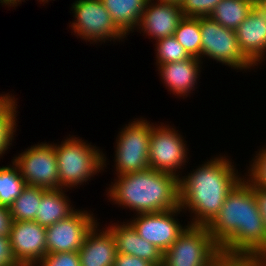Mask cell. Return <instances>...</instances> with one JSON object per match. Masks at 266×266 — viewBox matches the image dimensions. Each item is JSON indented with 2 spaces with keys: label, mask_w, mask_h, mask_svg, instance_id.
Segmentation results:
<instances>
[{
  "label": "cell",
  "mask_w": 266,
  "mask_h": 266,
  "mask_svg": "<svg viewBox=\"0 0 266 266\" xmlns=\"http://www.w3.org/2000/svg\"><path fill=\"white\" fill-rule=\"evenodd\" d=\"M207 228L223 258L266 260V230L248 181L233 188Z\"/></svg>",
  "instance_id": "6da1fadb"
},
{
  "label": "cell",
  "mask_w": 266,
  "mask_h": 266,
  "mask_svg": "<svg viewBox=\"0 0 266 266\" xmlns=\"http://www.w3.org/2000/svg\"><path fill=\"white\" fill-rule=\"evenodd\" d=\"M225 157L212 159L188 176L179 178L180 208L192 210L196 218L189 225L208 226L240 178Z\"/></svg>",
  "instance_id": "7a4b0ae2"
},
{
  "label": "cell",
  "mask_w": 266,
  "mask_h": 266,
  "mask_svg": "<svg viewBox=\"0 0 266 266\" xmlns=\"http://www.w3.org/2000/svg\"><path fill=\"white\" fill-rule=\"evenodd\" d=\"M109 196L116 204L136 210L137 214L153 213L179 208V177L150 167L122 175Z\"/></svg>",
  "instance_id": "3957f363"
},
{
  "label": "cell",
  "mask_w": 266,
  "mask_h": 266,
  "mask_svg": "<svg viewBox=\"0 0 266 266\" xmlns=\"http://www.w3.org/2000/svg\"><path fill=\"white\" fill-rule=\"evenodd\" d=\"M223 259L207 226L187 225L163 253L162 266H216Z\"/></svg>",
  "instance_id": "277c9868"
},
{
  "label": "cell",
  "mask_w": 266,
  "mask_h": 266,
  "mask_svg": "<svg viewBox=\"0 0 266 266\" xmlns=\"http://www.w3.org/2000/svg\"><path fill=\"white\" fill-rule=\"evenodd\" d=\"M92 147L83 140L72 137L61 145H54L61 187H75L103 170L106 166L104 154Z\"/></svg>",
  "instance_id": "5b68a950"
},
{
  "label": "cell",
  "mask_w": 266,
  "mask_h": 266,
  "mask_svg": "<svg viewBox=\"0 0 266 266\" xmlns=\"http://www.w3.org/2000/svg\"><path fill=\"white\" fill-rule=\"evenodd\" d=\"M199 25L202 35L201 55L240 70L254 66L240 49L235 30L222 26L209 16L199 17Z\"/></svg>",
  "instance_id": "8992f818"
},
{
  "label": "cell",
  "mask_w": 266,
  "mask_h": 266,
  "mask_svg": "<svg viewBox=\"0 0 266 266\" xmlns=\"http://www.w3.org/2000/svg\"><path fill=\"white\" fill-rule=\"evenodd\" d=\"M151 126L146 120H137L120 132L115 151L118 175L149 168Z\"/></svg>",
  "instance_id": "52a82bcc"
},
{
  "label": "cell",
  "mask_w": 266,
  "mask_h": 266,
  "mask_svg": "<svg viewBox=\"0 0 266 266\" xmlns=\"http://www.w3.org/2000/svg\"><path fill=\"white\" fill-rule=\"evenodd\" d=\"M26 185L44 189H61L54 145L42 143L27 149L13 161Z\"/></svg>",
  "instance_id": "ba28073f"
},
{
  "label": "cell",
  "mask_w": 266,
  "mask_h": 266,
  "mask_svg": "<svg viewBox=\"0 0 266 266\" xmlns=\"http://www.w3.org/2000/svg\"><path fill=\"white\" fill-rule=\"evenodd\" d=\"M72 30L86 40L119 39L125 35L116 27L101 0H77L73 3Z\"/></svg>",
  "instance_id": "9c48e42d"
},
{
  "label": "cell",
  "mask_w": 266,
  "mask_h": 266,
  "mask_svg": "<svg viewBox=\"0 0 266 266\" xmlns=\"http://www.w3.org/2000/svg\"><path fill=\"white\" fill-rule=\"evenodd\" d=\"M93 214L75 210L67 218L46 228V254L78 252L95 224Z\"/></svg>",
  "instance_id": "30bf717a"
},
{
  "label": "cell",
  "mask_w": 266,
  "mask_h": 266,
  "mask_svg": "<svg viewBox=\"0 0 266 266\" xmlns=\"http://www.w3.org/2000/svg\"><path fill=\"white\" fill-rule=\"evenodd\" d=\"M169 126H151L149 139V167L176 175V169L186 162L187 152L183 139Z\"/></svg>",
  "instance_id": "8fae6325"
},
{
  "label": "cell",
  "mask_w": 266,
  "mask_h": 266,
  "mask_svg": "<svg viewBox=\"0 0 266 266\" xmlns=\"http://www.w3.org/2000/svg\"><path fill=\"white\" fill-rule=\"evenodd\" d=\"M8 237L18 264L36 266L46 256V228L38 222L12 221Z\"/></svg>",
  "instance_id": "7c38bea8"
},
{
  "label": "cell",
  "mask_w": 266,
  "mask_h": 266,
  "mask_svg": "<svg viewBox=\"0 0 266 266\" xmlns=\"http://www.w3.org/2000/svg\"><path fill=\"white\" fill-rule=\"evenodd\" d=\"M180 211L181 208L179 207L172 210L138 214L137 218L130 221V224L141 238L152 243L164 253L186 229L173 217Z\"/></svg>",
  "instance_id": "4fadbf2b"
},
{
  "label": "cell",
  "mask_w": 266,
  "mask_h": 266,
  "mask_svg": "<svg viewBox=\"0 0 266 266\" xmlns=\"http://www.w3.org/2000/svg\"><path fill=\"white\" fill-rule=\"evenodd\" d=\"M235 34L243 54L254 64L266 51V0H255L251 12L239 25Z\"/></svg>",
  "instance_id": "5bb4252c"
},
{
  "label": "cell",
  "mask_w": 266,
  "mask_h": 266,
  "mask_svg": "<svg viewBox=\"0 0 266 266\" xmlns=\"http://www.w3.org/2000/svg\"><path fill=\"white\" fill-rule=\"evenodd\" d=\"M183 18L180 4L167 2L157 4L156 2L154 5L151 0H148L138 26L142 27L141 30L149 36L159 40L173 36Z\"/></svg>",
  "instance_id": "9a60e30c"
},
{
  "label": "cell",
  "mask_w": 266,
  "mask_h": 266,
  "mask_svg": "<svg viewBox=\"0 0 266 266\" xmlns=\"http://www.w3.org/2000/svg\"><path fill=\"white\" fill-rule=\"evenodd\" d=\"M114 238L117 254H127L162 266L163 252L139 236L130 223L107 228Z\"/></svg>",
  "instance_id": "2e32d148"
},
{
  "label": "cell",
  "mask_w": 266,
  "mask_h": 266,
  "mask_svg": "<svg viewBox=\"0 0 266 266\" xmlns=\"http://www.w3.org/2000/svg\"><path fill=\"white\" fill-rule=\"evenodd\" d=\"M98 224L86 235L83 245L78 251L81 266H114L117 256L112 233L106 229L96 232Z\"/></svg>",
  "instance_id": "e0dca14e"
},
{
  "label": "cell",
  "mask_w": 266,
  "mask_h": 266,
  "mask_svg": "<svg viewBox=\"0 0 266 266\" xmlns=\"http://www.w3.org/2000/svg\"><path fill=\"white\" fill-rule=\"evenodd\" d=\"M200 60L191 56L184 61L159 65L158 69L162 80L165 81L164 83L169 87V90L173 91V94L185 96L193 89L200 71Z\"/></svg>",
  "instance_id": "ac0fdd59"
},
{
  "label": "cell",
  "mask_w": 266,
  "mask_h": 266,
  "mask_svg": "<svg viewBox=\"0 0 266 266\" xmlns=\"http://www.w3.org/2000/svg\"><path fill=\"white\" fill-rule=\"evenodd\" d=\"M62 189L42 188V198L35 222H38L44 228L67 218L75 211L68 203L69 200H67Z\"/></svg>",
  "instance_id": "d6986e66"
},
{
  "label": "cell",
  "mask_w": 266,
  "mask_h": 266,
  "mask_svg": "<svg viewBox=\"0 0 266 266\" xmlns=\"http://www.w3.org/2000/svg\"><path fill=\"white\" fill-rule=\"evenodd\" d=\"M113 23L126 36L138 26L148 0H101Z\"/></svg>",
  "instance_id": "ffe728a7"
},
{
  "label": "cell",
  "mask_w": 266,
  "mask_h": 266,
  "mask_svg": "<svg viewBox=\"0 0 266 266\" xmlns=\"http://www.w3.org/2000/svg\"><path fill=\"white\" fill-rule=\"evenodd\" d=\"M254 1L255 0H221L209 17L228 29L236 30L251 12Z\"/></svg>",
  "instance_id": "44dd1931"
},
{
  "label": "cell",
  "mask_w": 266,
  "mask_h": 266,
  "mask_svg": "<svg viewBox=\"0 0 266 266\" xmlns=\"http://www.w3.org/2000/svg\"><path fill=\"white\" fill-rule=\"evenodd\" d=\"M41 198V187L26 185L9 207L12 221H35Z\"/></svg>",
  "instance_id": "7402d4cb"
},
{
  "label": "cell",
  "mask_w": 266,
  "mask_h": 266,
  "mask_svg": "<svg viewBox=\"0 0 266 266\" xmlns=\"http://www.w3.org/2000/svg\"><path fill=\"white\" fill-rule=\"evenodd\" d=\"M173 36L190 56L200 59L202 35L199 17H184L179 22Z\"/></svg>",
  "instance_id": "603a6c76"
},
{
  "label": "cell",
  "mask_w": 266,
  "mask_h": 266,
  "mask_svg": "<svg viewBox=\"0 0 266 266\" xmlns=\"http://www.w3.org/2000/svg\"><path fill=\"white\" fill-rule=\"evenodd\" d=\"M12 164L13 167H0V206L8 208L26 187L19 168L14 162Z\"/></svg>",
  "instance_id": "cb8c5ba5"
},
{
  "label": "cell",
  "mask_w": 266,
  "mask_h": 266,
  "mask_svg": "<svg viewBox=\"0 0 266 266\" xmlns=\"http://www.w3.org/2000/svg\"><path fill=\"white\" fill-rule=\"evenodd\" d=\"M10 95L0 96V156L12 143L16 126V100Z\"/></svg>",
  "instance_id": "d4e9b609"
},
{
  "label": "cell",
  "mask_w": 266,
  "mask_h": 266,
  "mask_svg": "<svg viewBox=\"0 0 266 266\" xmlns=\"http://www.w3.org/2000/svg\"><path fill=\"white\" fill-rule=\"evenodd\" d=\"M156 42H157L156 56H157L158 65L171 63V62L184 61L191 57L174 36L165 37L156 40Z\"/></svg>",
  "instance_id": "484cf974"
},
{
  "label": "cell",
  "mask_w": 266,
  "mask_h": 266,
  "mask_svg": "<svg viewBox=\"0 0 266 266\" xmlns=\"http://www.w3.org/2000/svg\"><path fill=\"white\" fill-rule=\"evenodd\" d=\"M221 0H182L180 7L184 17L210 16Z\"/></svg>",
  "instance_id": "4316f807"
},
{
  "label": "cell",
  "mask_w": 266,
  "mask_h": 266,
  "mask_svg": "<svg viewBox=\"0 0 266 266\" xmlns=\"http://www.w3.org/2000/svg\"><path fill=\"white\" fill-rule=\"evenodd\" d=\"M261 150L253 160L250 172H248L250 173L248 176L251 177L247 181L254 186L266 189V148Z\"/></svg>",
  "instance_id": "83f0119b"
},
{
  "label": "cell",
  "mask_w": 266,
  "mask_h": 266,
  "mask_svg": "<svg viewBox=\"0 0 266 266\" xmlns=\"http://www.w3.org/2000/svg\"><path fill=\"white\" fill-rule=\"evenodd\" d=\"M39 263L41 266H81L78 252L46 254Z\"/></svg>",
  "instance_id": "f1b7e54d"
},
{
  "label": "cell",
  "mask_w": 266,
  "mask_h": 266,
  "mask_svg": "<svg viewBox=\"0 0 266 266\" xmlns=\"http://www.w3.org/2000/svg\"><path fill=\"white\" fill-rule=\"evenodd\" d=\"M15 261L8 236H0V266H14Z\"/></svg>",
  "instance_id": "f546056e"
},
{
  "label": "cell",
  "mask_w": 266,
  "mask_h": 266,
  "mask_svg": "<svg viewBox=\"0 0 266 266\" xmlns=\"http://www.w3.org/2000/svg\"><path fill=\"white\" fill-rule=\"evenodd\" d=\"M114 266H155V265L139 257L127 254H117Z\"/></svg>",
  "instance_id": "4dcf8cb0"
},
{
  "label": "cell",
  "mask_w": 266,
  "mask_h": 266,
  "mask_svg": "<svg viewBox=\"0 0 266 266\" xmlns=\"http://www.w3.org/2000/svg\"><path fill=\"white\" fill-rule=\"evenodd\" d=\"M216 266H266V260L223 258Z\"/></svg>",
  "instance_id": "1f68e13d"
},
{
  "label": "cell",
  "mask_w": 266,
  "mask_h": 266,
  "mask_svg": "<svg viewBox=\"0 0 266 266\" xmlns=\"http://www.w3.org/2000/svg\"><path fill=\"white\" fill-rule=\"evenodd\" d=\"M251 188L254 192V198L256 200L258 210L262 216L266 230V189L259 188L253 184H251Z\"/></svg>",
  "instance_id": "d6a6232c"
},
{
  "label": "cell",
  "mask_w": 266,
  "mask_h": 266,
  "mask_svg": "<svg viewBox=\"0 0 266 266\" xmlns=\"http://www.w3.org/2000/svg\"><path fill=\"white\" fill-rule=\"evenodd\" d=\"M11 215L8 207L0 206V236H8L11 226Z\"/></svg>",
  "instance_id": "836d02e7"
},
{
  "label": "cell",
  "mask_w": 266,
  "mask_h": 266,
  "mask_svg": "<svg viewBox=\"0 0 266 266\" xmlns=\"http://www.w3.org/2000/svg\"><path fill=\"white\" fill-rule=\"evenodd\" d=\"M22 0H2V5L6 4L8 6H16L18 3L17 2H21Z\"/></svg>",
  "instance_id": "e575fe53"
},
{
  "label": "cell",
  "mask_w": 266,
  "mask_h": 266,
  "mask_svg": "<svg viewBox=\"0 0 266 266\" xmlns=\"http://www.w3.org/2000/svg\"><path fill=\"white\" fill-rule=\"evenodd\" d=\"M158 2H167V3H175L180 4L182 0H157Z\"/></svg>",
  "instance_id": "d590c367"
},
{
  "label": "cell",
  "mask_w": 266,
  "mask_h": 266,
  "mask_svg": "<svg viewBox=\"0 0 266 266\" xmlns=\"http://www.w3.org/2000/svg\"><path fill=\"white\" fill-rule=\"evenodd\" d=\"M14 266H25V265H23V264H17V265H14Z\"/></svg>",
  "instance_id": "8d00e7d4"
}]
</instances>
